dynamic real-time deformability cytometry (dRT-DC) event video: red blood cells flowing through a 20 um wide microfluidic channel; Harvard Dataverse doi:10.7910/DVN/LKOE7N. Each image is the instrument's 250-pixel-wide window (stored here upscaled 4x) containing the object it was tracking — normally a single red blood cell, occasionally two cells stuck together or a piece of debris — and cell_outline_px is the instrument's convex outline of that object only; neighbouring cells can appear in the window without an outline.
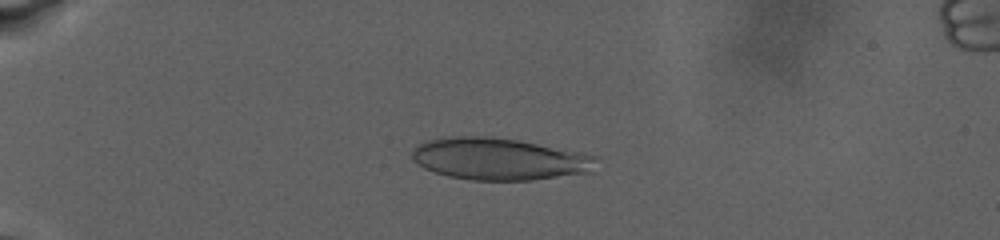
{"species": "human", "species_latin": "Homo sapiens", "temperature_condition": "warm", "stored_images_in_passage": 68, "camera_frame_rate_fps": 3000, "um_per_image_px": 0.085, "donor": {"sex": "male"}, "frame": {"image": 1, "passage_image": 24, "time_ms": 7.667, "image_size_px": [1000, 240], "cell_outline_px": [[600, 156], [592, 172], [532, 180], [468, 180], [448, 176], [424, 168], [412, 160], [412, 148], [424, 140], [452, 136], [492, 136], [520, 140], [584, 152]], "centroid_in_image_um": [42.47, 13.5], "position_along_channel_um": 42.5, "area_um2": 45.84}}
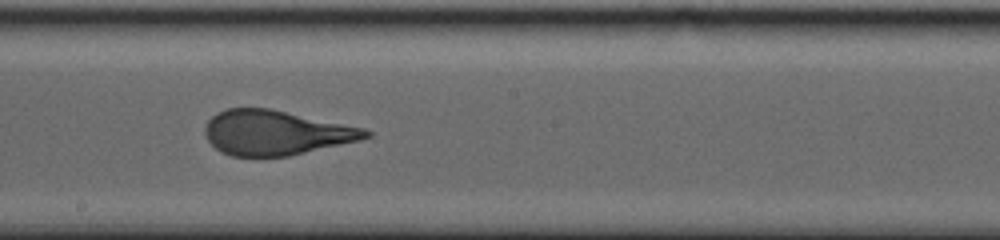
{"frame": {"image": 2, "passage_image": 51, "time_ms": 17.333, "image_size_px": [1000, 240], "cell_outline_px": [[372, 136], [360, 140], [288, 156], [232, 156], [220, 152], [208, 140], [204, 132], [204, 128], [208, 120], [216, 112], [228, 108], [268, 108], [364, 128], [372, 132]], "centroid_in_image_um": [23.42, 11.28], "position_along_channel_um": 224.8, "area_um2": 41.62}}
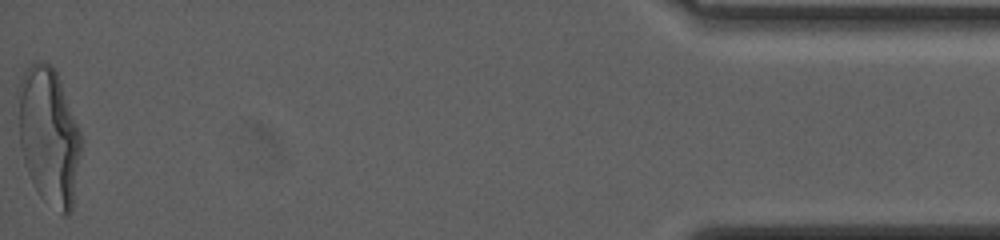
{"frame": {"image": 3, "passage_image": 68, "time_ms": 28.667, "image_size_px": [1000, 240], "cell_outline_px": [[80, 152], [72, 208], [68, 216], [64, 216], [40, 196], [32, 184], [24, 164], [20, 148], [20, 80], [24, 72], [36, 60], [44, 60], [56, 72], [80, 128]], "centroid_in_image_um": [4.16, 11.6], "position_along_channel_um": 431.0, "area_um2": 49.59}}